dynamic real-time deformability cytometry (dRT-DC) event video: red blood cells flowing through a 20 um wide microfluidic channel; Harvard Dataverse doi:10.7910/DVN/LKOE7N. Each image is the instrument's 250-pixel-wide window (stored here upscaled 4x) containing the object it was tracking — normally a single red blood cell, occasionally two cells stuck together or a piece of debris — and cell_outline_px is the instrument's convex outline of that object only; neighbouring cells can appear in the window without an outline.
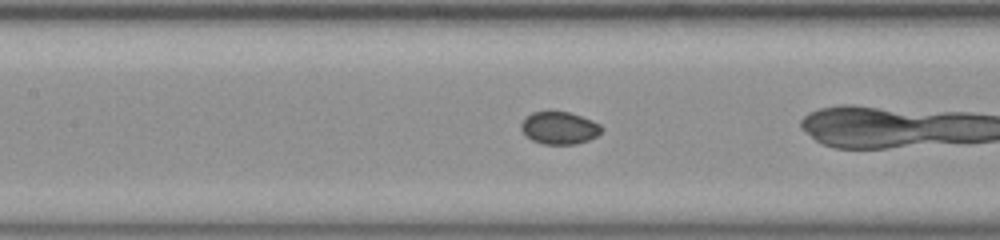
{"species": "common noctule bat (a hibernating species)", "species_latin": "Nyctalus noctula", "temperature_condition": "room temperature", "stored_images_in_passage": 36, "camera_frame_rate_fps": 3000, "um_per_image_px": 0.085, "animal": {"sex": "female", "body_mass_g": 23.0, "forearm_length_mm": 53.4}, "frame": {"image": 1, "passage_image": 19, "time_ms": 6.0, "image_size_px": [1000, 240], "cell_outline_px": [[604, 128], [596, 136], [588, 140], [576, 144], [544, 144], [532, 140], [520, 128], [520, 124], [524, 116], [532, 112], [568, 112], [592, 120], [600, 124]], "centroid_in_image_um": [47.53, 10.87], "position_along_channel_um": 159.9, "area_um2": 15.14}}
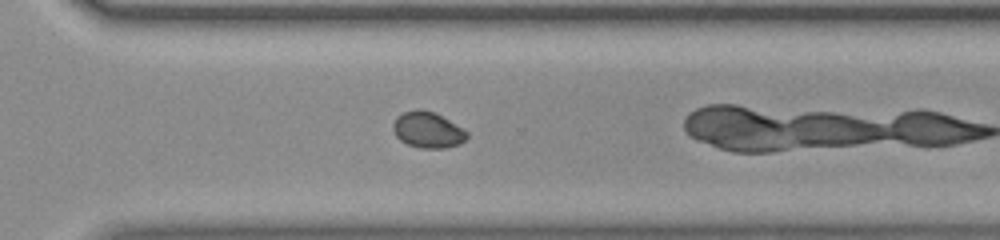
{"frame": {"image": 2, "passage_image": 32, "time_ms": 10.333, "image_size_px": [1000, 240], "cell_outline_px": [[468, 136], [460, 144], [444, 148], [420, 148], [408, 144], [400, 140], [396, 136], [392, 128], [392, 124], [396, 116], [404, 112], [416, 108], [420, 108], [432, 112], [448, 120], [468, 132]], "centroid_in_image_um": [36.32, 11.04], "position_along_channel_um": 334.3, "area_um2": 15.43}}
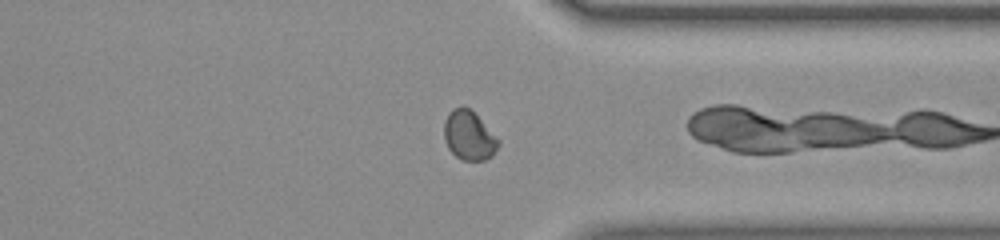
{"frame": {"image": 3, "passage_image": 35, "time_ms": 11.333, "image_size_px": [1000, 240], "cell_outline_px": [[500, 144], [492, 156], [484, 160], [460, 160], [448, 148], [444, 140], [444, 120], [448, 112], [452, 108], [464, 104], [500, 140]], "centroid_in_image_um": [39.83, 11.51], "position_along_channel_um": 371.6, "area_um2": 15.61}}